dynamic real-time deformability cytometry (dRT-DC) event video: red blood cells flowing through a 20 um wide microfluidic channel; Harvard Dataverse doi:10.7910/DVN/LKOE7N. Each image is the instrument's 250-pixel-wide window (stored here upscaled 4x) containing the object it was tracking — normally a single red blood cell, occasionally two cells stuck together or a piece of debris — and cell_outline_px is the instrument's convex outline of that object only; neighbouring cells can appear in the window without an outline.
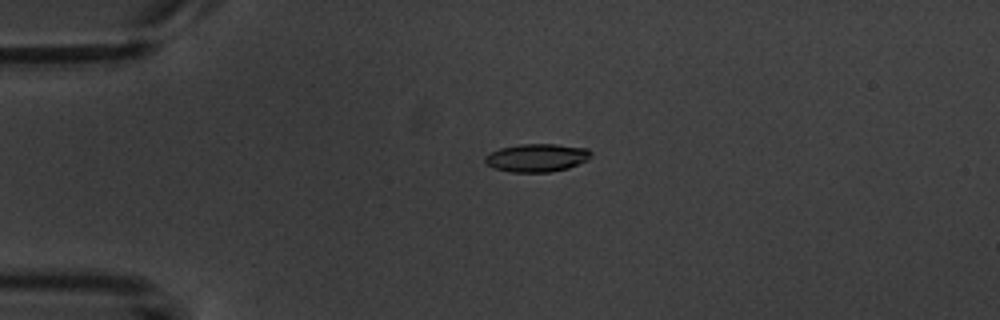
{"species": "common noctule bat (a hibernating species)", "species_latin": "Nyctalus noctula", "temperature_condition": "warm", "stored_images_in_passage": 2, "camera_frame_rate_fps": 3000, "um_per_image_px": 0.085, "animal": {"sex": "male", "body_mass_g": 20.1, "forearm_length_mm": 53.5}, "frame": {"image": 1, "passage_image": 1, "time_ms": 0.0, "image_size_px": [1000, 320], "cell_outline_px": [[592, 152], [588, 160], [568, 168], [548, 172], [508, 172], [496, 168], [488, 164], [484, 160], [484, 156], [500, 148], [520, 144], [556, 144], [588, 148]], "centroid_in_image_um": [45.65, 13.4], "position_along_channel_um": 39.3, "area_um2": 17.28}}